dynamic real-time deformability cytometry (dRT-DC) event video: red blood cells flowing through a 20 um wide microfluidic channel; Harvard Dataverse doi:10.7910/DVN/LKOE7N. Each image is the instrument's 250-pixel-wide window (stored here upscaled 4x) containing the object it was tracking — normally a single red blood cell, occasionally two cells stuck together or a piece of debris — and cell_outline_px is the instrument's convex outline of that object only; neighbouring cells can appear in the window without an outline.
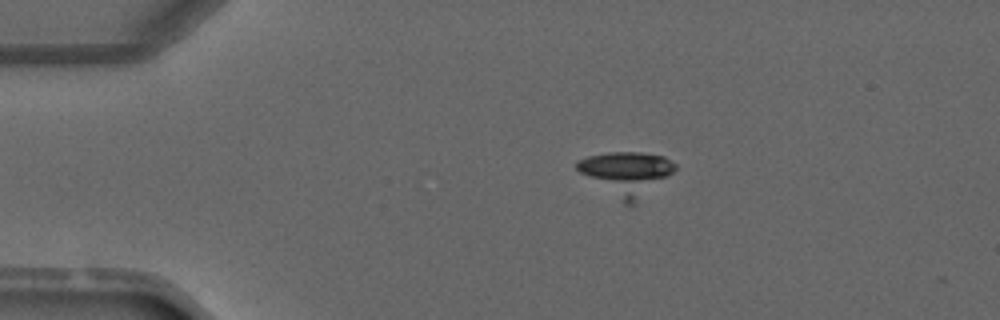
{"species": "common noctule bat (a hibernating species)", "species_latin": "Nyctalus noctula", "temperature_condition": "warm", "stored_images_in_passage": 12, "camera_frame_rate_fps": 3000, "um_per_image_px": 0.085, "animal": {"sex": "male", "forearm_length_mm": 52.5}, "frame": {"image": 1, "passage_image": 2, "time_ms": 1.333, "image_size_px": [1000, 320], "cell_outline_px": [[676, 168], [672, 172], [632, 204], [624, 204], [580, 172], [576, 168], [576, 160], [588, 156], [608, 152], [640, 152], [664, 156], [676, 164]], "centroid_in_image_um": [53.21, 14.69], "position_along_channel_um": 31.8, "area_um2": 24.04}}
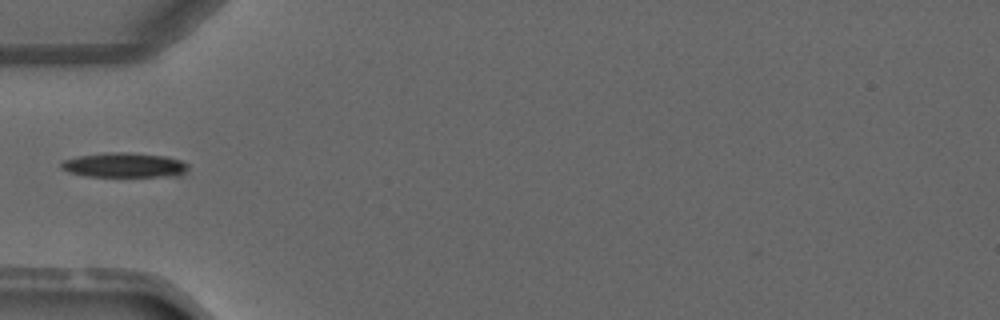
{"frame": {"image": 2, "passage_image": 3, "time_ms": 3.333, "image_size_px": [1000, 320], "cell_outline_px": [[188, 172], [184, 176], [84, 176], [68, 172], [60, 168], [60, 160], [76, 156], [104, 152], [128, 152], [168, 156], [180, 160], [188, 164]], "centroid_in_image_um": [10.56, 14.03], "position_along_channel_um": 74.4, "area_um2": 18.79}}